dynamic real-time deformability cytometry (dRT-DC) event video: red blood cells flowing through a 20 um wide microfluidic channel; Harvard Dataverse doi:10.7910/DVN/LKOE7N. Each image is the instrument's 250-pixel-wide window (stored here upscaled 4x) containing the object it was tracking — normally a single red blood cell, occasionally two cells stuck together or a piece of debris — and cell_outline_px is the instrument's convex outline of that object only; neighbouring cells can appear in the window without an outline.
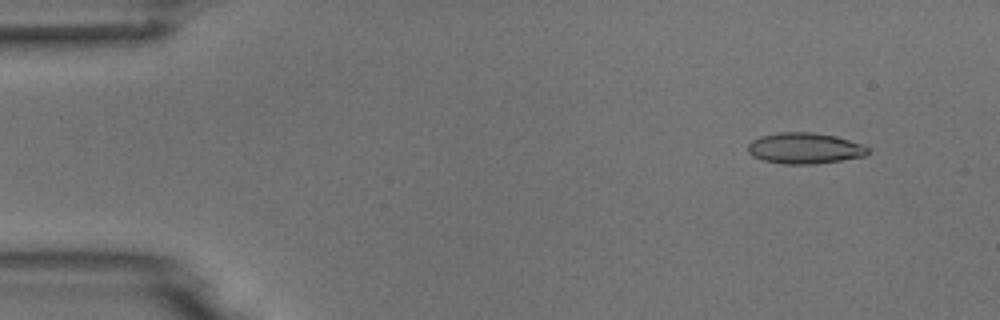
{"species": "common noctule bat (a hibernating species)", "species_latin": "Nyctalus noctula", "temperature_condition": "room temperature", "stored_images_in_passage": 5, "camera_frame_rate_fps": 3000, "um_per_image_px": 0.085, "animal": {"sex": "male", "body_mass_g": 18.8}, "frame": {"image": 1, "passage_image": 2, "time_ms": 1.0, "image_size_px": [1000, 320], "cell_outline_px": [[868, 152], [864, 156], [816, 164], [784, 164], [764, 160], [752, 156], [748, 152], [748, 144], [752, 140], [760, 136], [780, 132], [812, 132], [836, 136], [860, 144], [868, 148]], "centroid_in_image_um": [68.36, 12.6], "position_along_channel_um": 16.6, "area_um2": 21.5}}
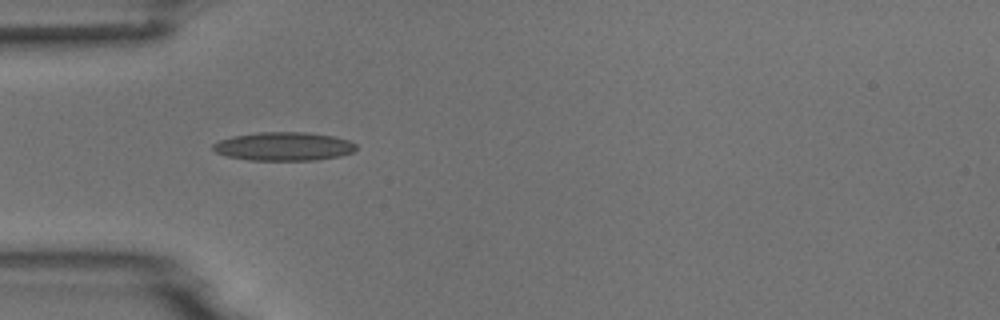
{"frame": {"image": 2, "passage_image": 5, "time_ms": 4.667, "image_size_px": [1000, 320], "cell_outline_px": [[356, 148], [352, 152], [340, 156], [316, 160], [248, 160], [228, 156], [216, 152], [212, 148], [212, 144], [220, 140], [232, 136], [260, 132], [304, 132], [332, 136], [348, 140], [356, 144]], "centroid_in_image_um": [24.11, 12.44], "position_along_channel_um": 60.9, "area_um2": 23.7}}